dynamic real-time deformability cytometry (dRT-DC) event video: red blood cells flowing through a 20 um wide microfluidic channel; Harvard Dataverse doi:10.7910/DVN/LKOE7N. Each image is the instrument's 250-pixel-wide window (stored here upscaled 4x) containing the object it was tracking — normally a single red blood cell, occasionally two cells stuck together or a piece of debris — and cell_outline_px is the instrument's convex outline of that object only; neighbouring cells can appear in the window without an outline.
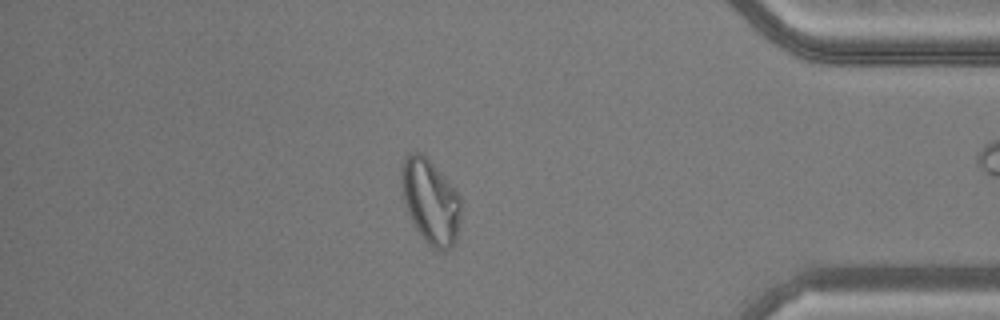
{"species": "common noctule bat (a hibernating species)", "species_latin": "Nyctalus noctula", "temperature_condition": "warm", "stored_images_in_passage": 48, "camera_frame_rate_fps": 3000, "um_per_image_px": 0.085, "animal": {"sex": "male", "body_mass_g": 20.5, "forearm_length_mm": 52.5}, "frame": {"image": 1, "passage_image": 41, "time_ms": 13.333, "image_size_px": [1000, 320], "cell_outline_px": [[460, 216], [456, 240], [452, 248], [432, 248], [424, 240], [416, 228], [408, 212], [404, 200], [400, 176], [400, 168], [404, 156], [408, 152], [420, 152], [432, 164], [460, 196]], "centroid_in_image_um": [36.56, 17.1], "position_along_channel_um": 398.6, "area_um2": 28.78}}